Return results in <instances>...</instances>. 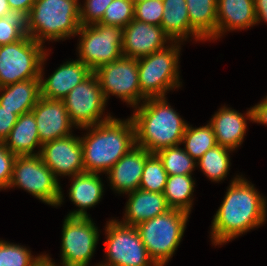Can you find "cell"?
I'll return each mask as SVG.
<instances>
[{
    "label": "cell",
    "instance_id": "6da1fadb",
    "mask_svg": "<svg viewBox=\"0 0 267 266\" xmlns=\"http://www.w3.org/2000/svg\"><path fill=\"white\" fill-rule=\"evenodd\" d=\"M267 199L245 177L236 175L227 188L211 226L214 246L223 245L266 222Z\"/></svg>",
    "mask_w": 267,
    "mask_h": 266
},
{
    "label": "cell",
    "instance_id": "7a4b0ae2",
    "mask_svg": "<svg viewBox=\"0 0 267 266\" xmlns=\"http://www.w3.org/2000/svg\"><path fill=\"white\" fill-rule=\"evenodd\" d=\"M80 137L85 172L106 174L135 144V128L130 118L107 121L88 126Z\"/></svg>",
    "mask_w": 267,
    "mask_h": 266
},
{
    "label": "cell",
    "instance_id": "3957f363",
    "mask_svg": "<svg viewBox=\"0 0 267 266\" xmlns=\"http://www.w3.org/2000/svg\"><path fill=\"white\" fill-rule=\"evenodd\" d=\"M130 116L135 144L149 153L181 145L187 122L171 107L166 97H150L134 107Z\"/></svg>",
    "mask_w": 267,
    "mask_h": 266
},
{
    "label": "cell",
    "instance_id": "277c9868",
    "mask_svg": "<svg viewBox=\"0 0 267 266\" xmlns=\"http://www.w3.org/2000/svg\"><path fill=\"white\" fill-rule=\"evenodd\" d=\"M78 1L36 0L25 17L26 34L42 45L75 37L81 26Z\"/></svg>",
    "mask_w": 267,
    "mask_h": 266
},
{
    "label": "cell",
    "instance_id": "5b68a950",
    "mask_svg": "<svg viewBox=\"0 0 267 266\" xmlns=\"http://www.w3.org/2000/svg\"><path fill=\"white\" fill-rule=\"evenodd\" d=\"M189 213L170 209L136 226L150 258L165 266L175 254L185 232Z\"/></svg>",
    "mask_w": 267,
    "mask_h": 266
},
{
    "label": "cell",
    "instance_id": "8992f818",
    "mask_svg": "<svg viewBox=\"0 0 267 266\" xmlns=\"http://www.w3.org/2000/svg\"><path fill=\"white\" fill-rule=\"evenodd\" d=\"M172 41L161 50L138 59L139 86L141 95L166 97V93L182 85L179 75L181 44Z\"/></svg>",
    "mask_w": 267,
    "mask_h": 266
},
{
    "label": "cell",
    "instance_id": "52a82bcc",
    "mask_svg": "<svg viewBox=\"0 0 267 266\" xmlns=\"http://www.w3.org/2000/svg\"><path fill=\"white\" fill-rule=\"evenodd\" d=\"M58 181L39 155L16 156L8 188H21L45 204L57 207L64 202Z\"/></svg>",
    "mask_w": 267,
    "mask_h": 266
},
{
    "label": "cell",
    "instance_id": "ba28073f",
    "mask_svg": "<svg viewBox=\"0 0 267 266\" xmlns=\"http://www.w3.org/2000/svg\"><path fill=\"white\" fill-rule=\"evenodd\" d=\"M47 49L26 34L17 42L0 46V87L40 78Z\"/></svg>",
    "mask_w": 267,
    "mask_h": 266
},
{
    "label": "cell",
    "instance_id": "9c48e42d",
    "mask_svg": "<svg viewBox=\"0 0 267 266\" xmlns=\"http://www.w3.org/2000/svg\"><path fill=\"white\" fill-rule=\"evenodd\" d=\"M76 35H80L78 59L93 72L123 56V27L101 23L81 25Z\"/></svg>",
    "mask_w": 267,
    "mask_h": 266
},
{
    "label": "cell",
    "instance_id": "30bf717a",
    "mask_svg": "<svg viewBox=\"0 0 267 266\" xmlns=\"http://www.w3.org/2000/svg\"><path fill=\"white\" fill-rule=\"evenodd\" d=\"M106 261L99 266H157L150 258L135 226L117 219L106 222Z\"/></svg>",
    "mask_w": 267,
    "mask_h": 266
},
{
    "label": "cell",
    "instance_id": "8fae6325",
    "mask_svg": "<svg viewBox=\"0 0 267 266\" xmlns=\"http://www.w3.org/2000/svg\"><path fill=\"white\" fill-rule=\"evenodd\" d=\"M94 73L106 102L112 95L134 108L146 100L141 95L139 86L138 59L122 56L111 63L99 66Z\"/></svg>",
    "mask_w": 267,
    "mask_h": 266
},
{
    "label": "cell",
    "instance_id": "7c38bea8",
    "mask_svg": "<svg viewBox=\"0 0 267 266\" xmlns=\"http://www.w3.org/2000/svg\"><path fill=\"white\" fill-rule=\"evenodd\" d=\"M63 102L71 122L78 129L96 125L113 117L109 113L102 116L107 102L94 72L74 87Z\"/></svg>",
    "mask_w": 267,
    "mask_h": 266
},
{
    "label": "cell",
    "instance_id": "4fadbf2b",
    "mask_svg": "<svg viewBox=\"0 0 267 266\" xmlns=\"http://www.w3.org/2000/svg\"><path fill=\"white\" fill-rule=\"evenodd\" d=\"M99 230L90 217L66 216L61 238L62 266H89L99 241Z\"/></svg>",
    "mask_w": 267,
    "mask_h": 266
},
{
    "label": "cell",
    "instance_id": "5bb4252c",
    "mask_svg": "<svg viewBox=\"0 0 267 266\" xmlns=\"http://www.w3.org/2000/svg\"><path fill=\"white\" fill-rule=\"evenodd\" d=\"M38 155L44 164L58 179L60 176L72 177L85 172L83 165V147L80 137L73 134L47 142L38 149Z\"/></svg>",
    "mask_w": 267,
    "mask_h": 266
},
{
    "label": "cell",
    "instance_id": "9a60e30c",
    "mask_svg": "<svg viewBox=\"0 0 267 266\" xmlns=\"http://www.w3.org/2000/svg\"><path fill=\"white\" fill-rule=\"evenodd\" d=\"M170 41L161 26L133 19L123 28L122 54L139 59L167 47Z\"/></svg>",
    "mask_w": 267,
    "mask_h": 266
},
{
    "label": "cell",
    "instance_id": "2e32d148",
    "mask_svg": "<svg viewBox=\"0 0 267 266\" xmlns=\"http://www.w3.org/2000/svg\"><path fill=\"white\" fill-rule=\"evenodd\" d=\"M48 50L42 60L40 68L41 97L51 100H63L69 92L86 79L93 71L79 59L68 60L60 65L48 78H44V62L48 57Z\"/></svg>",
    "mask_w": 267,
    "mask_h": 266
},
{
    "label": "cell",
    "instance_id": "e0dca14e",
    "mask_svg": "<svg viewBox=\"0 0 267 266\" xmlns=\"http://www.w3.org/2000/svg\"><path fill=\"white\" fill-rule=\"evenodd\" d=\"M34 114L41 144L67 137L75 125L71 122L63 100L40 97L31 110Z\"/></svg>",
    "mask_w": 267,
    "mask_h": 266
},
{
    "label": "cell",
    "instance_id": "ac0fdd59",
    "mask_svg": "<svg viewBox=\"0 0 267 266\" xmlns=\"http://www.w3.org/2000/svg\"><path fill=\"white\" fill-rule=\"evenodd\" d=\"M135 145L106 173L111 189L118 194H128L139 189L145 160L151 155Z\"/></svg>",
    "mask_w": 267,
    "mask_h": 266
},
{
    "label": "cell",
    "instance_id": "d6986e66",
    "mask_svg": "<svg viewBox=\"0 0 267 266\" xmlns=\"http://www.w3.org/2000/svg\"><path fill=\"white\" fill-rule=\"evenodd\" d=\"M247 119L253 122L252 107L245 114L225 105L219 108L209 121L213 127L217 145L233 151L241 146L248 127Z\"/></svg>",
    "mask_w": 267,
    "mask_h": 266
},
{
    "label": "cell",
    "instance_id": "ffe728a7",
    "mask_svg": "<svg viewBox=\"0 0 267 266\" xmlns=\"http://www.w3.org/2000/svg\"><path fill=\"white\" fill-rule=\"evenodd\" d=\"M257 24L254 0H217L216 35L218 40L227 31L249 29Z\"/></svg>",
    "mask_w": 267,
    "mask_h": 266
},
{
    "label": "cell",
    "instance_id": "44dd1931",
    "mask_svg": "<svg viewBox=\"0 0 267 266\" xmlns=\"http://www.w3.org/2000/svg\"><path fill=\"white\" fill-rule=\"evenodd\" d=\"M127 195L129 199L125 206L123 220L119 221L127 226L136 227L140 223L164 214L171 209L163 193L137 189Z\"/></svg>",
    "mask_w": 267,
    "mask_h": 266
},
{
    "label": "cell",
    "instance_id": "7402d4cb",
    "mask_svg": "<svg viewBox=\"0 0 267 266\" xmlns=\"http://www.w3.org/2000/svg\"><path fill=\"white\" fill-rule=\"evenodd\" d=\"M99 173L83 172L71 177L69 199L75 206L79 207L70 211L69 217H89L87 209L97 205L104 193V184Z\"/></svg>",
    "mask_w": 267,
    "mask_h": 266
},
{
    "label": "cell",
    "instance_id": "603a6c76",
    "mask_svg": "<svg viewBox=\"0 0 267 266\" xmlns=\"http://www.w3.org/2000/svg\"><path fill=\"white\" fill-rule=\"evenodd\" d=\"M0 105L18 116L30 112L41 97L40 78L0 87Z\"/></svg>",
    "mask_w": 267,
    "mask_h": 266
},
{
    "label": "cell",
    "instance_id": "cb8c5ba5",
    "mask_svg": "<svg viewBox=\"0 0 267 266\" xmlns=\"http://www.w3.org/2000/svg\"><path fill=\"white\" fill-rule=\"evenodd\" d=\"M7 149L16 156L38 155L34 149H41L36 120L32 111L18 116L10 134L3 141Z\"/></svg>",
    "mask_w": 267,
    "mask_h": 266
},
{
    "label": "cell",
    "instance_id": "d4e9b609",
    "mask_svg": "<svg viewBox=\"0 0 267 266\" xmlns=\"http://www.w3.org/2000/svg\"><path fill=\"white\" fill-rule=\"evenodd\" d=\"M163 17L161 27L172 41L183 42L189 37L195 41L203 39L190 27L186 0H162Z\"/></svg>",
    "mask_w": 267,
    "mask_h": 266
},
{
    "label": "cell",
    "instance_id": "484cf974",
    "mask_svg": "<svg viewBox=\"0 0 267 266\" xmlns=\"http://www.w3.org/2000/svg\"><path fill=\"white\" fill-rule=\"evenodd\" d=\"M190 27L203 39L216 35L217 0H186Z\"/></svg>",
    "mask_w": 267,
    "mask_h": 266
},
{
    "label": "cell",
    "instance_id": "4316f807",
    "mask_svg": "<svg viewBox=\"0 0 267 266\" xmlns=\"http://www.w3.org/2000/svg\"><path fill=\"white\" fill-rule=\"evenodd\" d=\"M195 180L192 175H170L167 177V182L163 195L171 209L183 210L191 213L193 208V192Z\"/></svg>",
    "mask_w": 267,
    "mask_h": 266
},
{
    "label": "cell",
    "instance_id": "83f0119b",
    "mask_svg": "<svg viewBox=\"0 0 267 266\" xmlns=\"http://www.w3.org/2000/svg\"><path fill=\"white\" fill-rule=\"evenodd\" d=\"M231 152H233V150L216 145L196 161V166L199 167L202 173L212 182L223 181L227 174H229Z\"/></svg>",
    "mask_w": 267,
    "mask_h": 266
},
{
    "label": "cell",
    "instance_id": "f1b7e54d",
    "mask_svg": "<svg viewBox=\"0 0 267 266\" xmlns=\"http://www.w3.org/2000/svg\"><path fill=\"white\" fill-rule=\"evenodd\" d=\"M181 144H185L183 149L197 161L217 145L212 125L208 122L207 125L194 128L188 124Z\"/></svg>",
    "mask_w": 267,
    "mask_h": 266
},
{
    "label": "cell",
    "instance_id": "f546056e",
    "mask_svg": "<svg viewBox=\"0 0 267 266\" xmlns=\"http://www.w3.org/2000/svg\"><path fill=\"white\" fill-rule=\"evenodd\" d=\"M162 161L163 167L170 175H193L196 161L181 147L163 148L155 153Z\"/></svg>",
    "mask_w": 267,
    "mask_h": 266
},
{
    "label": "cell",
    "instance_id": "4dcf8cb0",
    "mask_svg": "<svg viewBox=\"0 0 267 266\" xmlns=\"http://www.w3.org/2000/svg\"><path fill=\"white\" fill-rule=\"evenodd\" d=\"M167 177L168 174L163 167L162 161L155 153H152L145 160L139 189L155 193H163Z\"/></svg>",
    "mask_w": 267,
    "mask_h": 266
},
{
    "label": "cell",
    "instance_id": "1f68e13d",
    "mask_svg": "<svg viewBox=\"0 0 267 266\" xmlns=\"http://www.w3.org/2000/svg\"><path fill=\"white\" fill-rule=\"evenodd\" d=\"M43 255L33 257L25 246L0 240V266H33Z\"/></svg>",
    "mask_w": 267,
    "mask_h": 266
},
{
    "label": "cell",
    "instance_id": "d6a6232c",
    "mask_svg": "<svg viewBox=\"0 0 267 266\" xmlns=\"http://www.w3.org/2000/svg\"><path fill=\"white\" fill-rule=\"evenodd\" d=\"M134 7L131 0H113L99 23L124 28L134 19Z\"/></svg>",
    "mask_w": 267,
    "mask_h": 266
},
{
    "label": "cell",
    "instance_id": "836d02e7",
    "mask_svg": "<svg viewBox=\"0 0 267 266\" xmlns=\"http://www.w3.org/2000/svg\"><path fill=\"white\" fill-rule=\"evenodd\" d=\"M25 35L24 17L15 13L0 17V46L17 42Z\"/></svg>",
    "mask_w": 267,
    "mask_h": 266
},
{
    "label": "cell",
    "instance_id": "e575fe53",
    "mask_svg": "<svg viewBox=\"0 0 267 266\" xmlns=\"http://www.w3.org/2000/svg\"><path fill=\"white\" fill-rule=\"evenodd\" d=\"M163 10L162 0H146L135 4L134 19L151 25L161 26Z\"/></svg>",
    "mask_w": 267,
    "mask_h": 266
},
{
    "label": "cell",
    "instance_id": "d590c367",
    "mask_svg": "<svg viewBox=\"0 0 267 266\" xmlns=\"http://www.w3.org/2000/svg\"><path fill=\"white\" fill-rule=\"evenodd\" d=\"M113 0H84V6L80 4L81 25H92L99 23Z\"/></svg>",
    "mask_w": 267,
    "mask_h": 266
},
{
    "label": "cell",
    "instance_id": "8d00e7d4",
    "mask_svg": "<svg viewBox=\"0 0 267 266\" xmlns=\"http://www.w3.org/2000/svg\"><path fill=\"white\" fill-rule=\"evenodd\" d=\"M16 155L0 143V191L8 189L12 178L13 163Z\"/></svg>",
    "mask_w": 267,
    "mask_h": 266
},
{
    "label": "cell",
    "instance_id": "74e56055",
    "mask_svg": "<svg viewBox=\"0 0 267 266\" xmlns=\"http://www.w3.org/2000/svg\"><path fill=\"white\" fill-rule=\"evenodd\" d=\"M18 115L14 111L3 108L0 105V143L10 134L13 126L17 122Z\"/></svg>",
    "mask_w": 267,
    "mask_h": 266
},
{
    "label": "cell",
    "instance_id": "f35d334b",
    "mask_svg": "<svg viewBox=\"0 0 267 266\" xmlns=\"http://www.w3.org/2000/svg\"><path fill=\"white\" fill-rule=\"evenodd\" d=\"M11 11L22 17H26L36 0H7Z\"/></svg>",
    "mask_w": 267,
    "mask_h": 266
},
{
    "label": "cell",
    "instance_id": "ab89813d",
    "mask_svg": "<svg viewBox=\"0 0 267 266\" xmlns=\"http://www.w3.org/2000/svg\"><path fill=\"white\" fill-rule=\"evenodd\" d=\"M253 122L267 125V96L257 105L252 107Z\"/></svg>",
    "mask_w": 267,
    "mask_h": 266
},
{
    "label": "cell",
    "instance_id": "60d3db41",
    "mask_svg": "<svg viewBox=\"0 0 267 266\" xmlns=\"http://www.w3.org/2000/svg\"><path fill=\"white\" fill-rule=\"evenodd\" d=\"M257 24L260 21L267 23V0H254Z\"/></svg>",
    "mask_w": 267,
    "mask_h": 266
},
{
    "label": "cell",
    "instance_id": "b9f144b4",
    "mask_svg": "<svg viewBox=\"0 0 267 266\" xmlns=\"http://www.w3.org/2000/svg\"><path fill=\"white\" fill-rule=\"evenodd\" d=\"M33 266H60V265H56L48 254H44Z\"/></svg>",
    "mask_w": 267,
    "mask_h": 266
},
{
    "label": "cell",
    "instance_id": "7bdbcfd3",
    "mask_svg": "<svg viewBox=\"0 0 267 266\" xmlns=\"http://www.w3.org/2000/svg\"><path fill=\"white\" fill-rule=\"evenodd\" d=\"M8 1L7 0H0V17L7 16L12 14Z\"/></svg>",
    "mask_w": 267,
    "mask_h": 266
},
{
    "label": "cell",
    "instance_id": "ee69618b",
    "mask_svg": "<svg viewBox=\"0 0 267 266\" xmlns=\"http://www.w3.org/2000/svg\"><path fill=\"white\" fill-rule=\"evenodd\" d=\"M131 1L135 5V4H138V3L143 2V1H146V0H131Z\"/></svg>",
    "mask_w": 267,
    "mask_h": 266
}]
</instances>
